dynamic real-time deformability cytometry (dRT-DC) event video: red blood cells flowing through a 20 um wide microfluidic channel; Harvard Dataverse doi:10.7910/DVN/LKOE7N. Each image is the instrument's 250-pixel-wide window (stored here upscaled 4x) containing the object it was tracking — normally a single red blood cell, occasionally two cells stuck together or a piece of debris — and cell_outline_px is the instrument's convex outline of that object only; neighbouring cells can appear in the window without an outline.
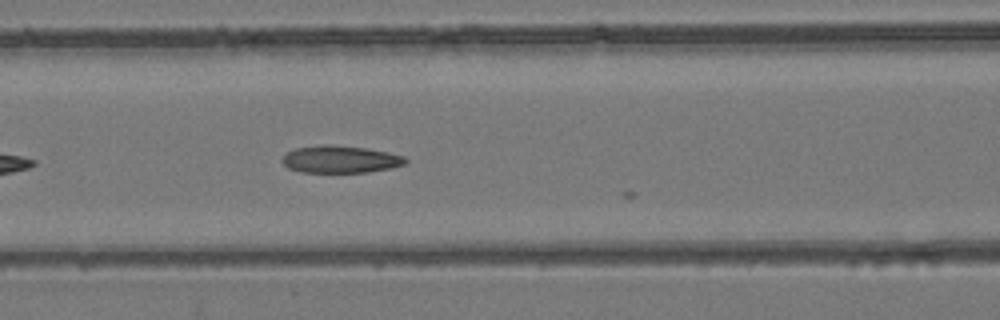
{"species": "common noctule bat (a hibernating species)", "species_latin": "Nyctalus noctula", "temperature_condition": "room temperature", "stored_images_in_passage": 6, "camera_frame_rate_fps": 3000, "um_per_image_px": 0.085, "animal": {"sex": "female", "body_mass_g": 24.6, "forearm_length_mm": 56.2}, "frame": {"image": 1, "passage_image": 5, "time_ms": 1.333, "image_size_px": [1000, 320], "cell_outline_px": [[408, 160], [404, 164], [392, 168], [368, 172], [300, 172], [288, 168], [280, 160], [288, 152], [296, 148], [324, 144], [328, 144], [364, 148], [388, 152], [404, 156]], "centroid_in_image_um": [28.93, 13.54], "position_along_channel_um": 137.7, "area_um2": 19.54}}